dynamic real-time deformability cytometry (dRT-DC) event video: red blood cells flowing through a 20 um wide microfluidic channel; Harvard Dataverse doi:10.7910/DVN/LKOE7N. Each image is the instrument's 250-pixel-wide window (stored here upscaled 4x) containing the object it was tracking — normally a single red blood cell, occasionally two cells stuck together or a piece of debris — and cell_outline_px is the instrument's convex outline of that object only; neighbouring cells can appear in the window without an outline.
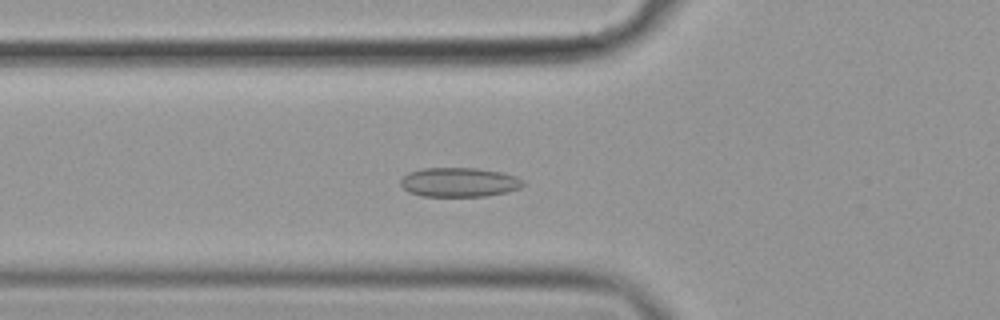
{"species": "common noctule bat (a hibernating species)", "species_latin": "Nyctalus noctula", "temperature_condition": "cold", "stored_images_in_passage": 56, "camera_frame_rate_fps": 3000, "um_per_image_px": 0.085, "animal": {"sex": "female", "body_mass_g": 19.9}, "frame": {"image": 1, "passage_image": 20, "time_ms": 6.333, "image_size_px": [1000, 320], "cell_outline_px": [[524, 184], [520, 188], [508, 192], [484, 196], [420, 196], [408, 192], [400, 184], [400, 180], [408, 172], [424, 168], [476, 168], [500, 172], [516, 176], [524, 180]], "centroid_in_image_um": [39.03, 15.49], "position_along_channel_um": 86.8, "area_um2": 20.98}}
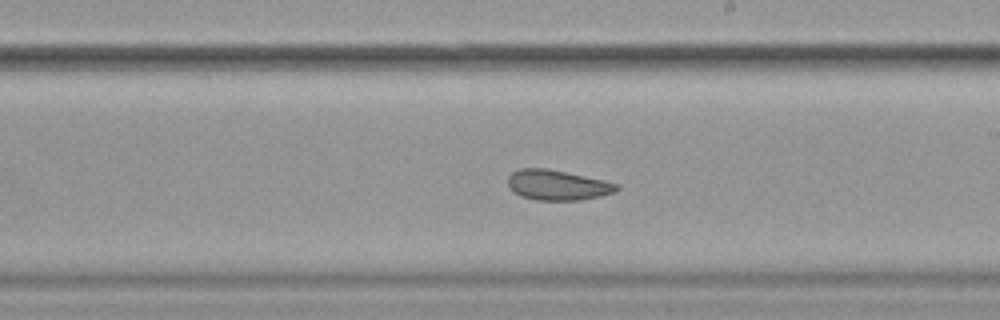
{"frame": {"image": 2, "passage_image": 33, "time_ms": 10.667, "image_size_px": [1000, 320], "cell_outline_px": [[620, 188], [616, 192], [600, 196], [580, 200], [536, 200], [520, 196], [512, 192], [508, 184], [508, 176], [512, 172], [520, 168], [544, 168], [604, 180], [620, 184]], "centroid_in_image_um": [47.38, 15.74], "position_along_channel_um": 241.6, "area_um2": 19.19}}
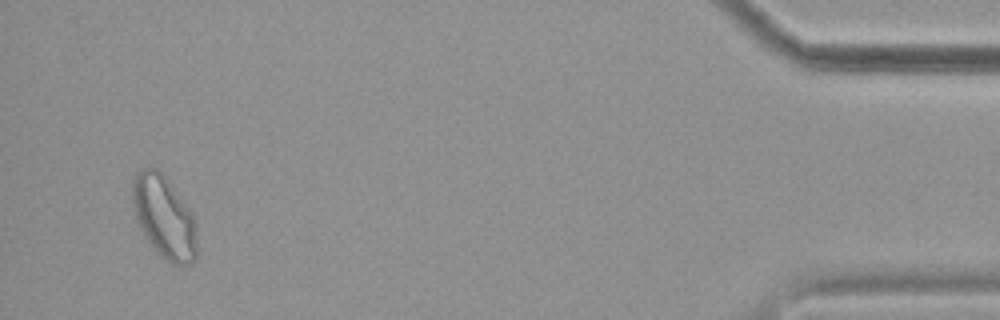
{"frame": {"image": 3, "passage_image": 54, "time_ms": 17.667, "image_size_px": [1000, 320], "cell_outline_px": [[196, 260], [192, 264], [180, 268], [172, 264], [160, 256], [144, 236], [136, 220], [132, 200], [132, 176], [140, 168], [148, 164], [156, 168], [168, 180], [192, 212], [196, 220]], "centroid_in_image_um": [13.94, 18.45], "position_along_channel_um": 421.3, "area_um2": 31.79}, "authors_computed_cell_mechanics": {"area_um2": 21.8484, "velocity_mm_per_s": 3.572, "shape_relaxation_time_tau1_ms": null, "shape_relaxation_time_tau2_ms": 2.8114, "deformation_change_tau1": null, "deformation_change_tau2": 0.069}}